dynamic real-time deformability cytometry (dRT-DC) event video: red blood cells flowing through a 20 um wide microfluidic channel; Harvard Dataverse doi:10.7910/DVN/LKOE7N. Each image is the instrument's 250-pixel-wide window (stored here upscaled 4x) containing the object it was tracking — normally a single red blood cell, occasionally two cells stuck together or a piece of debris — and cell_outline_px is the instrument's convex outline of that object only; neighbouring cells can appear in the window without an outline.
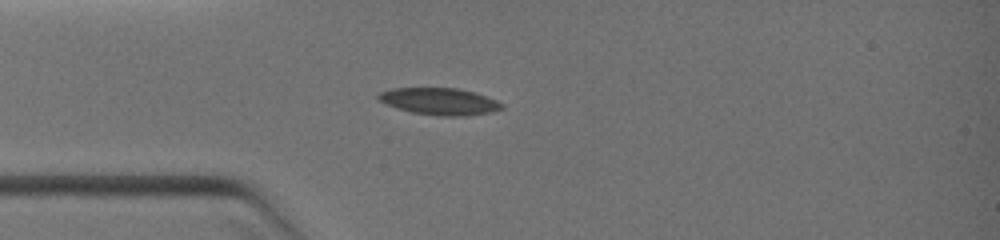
{"species": "common noctule bat (a hibernating species)", "species_latin": "Nyctalus noctula", "temperature_condition": "warm", "stored_images_in_passage": 18, "camera_frame_rate_fps": 3000, "um_per_image_px": 0.085, "animal": {"sex": "female", "body_mass_g": 19.0, "forearm_length_mm": 51.5}, "frame": {"image": 1, "passage_image": 12, "time_ms": 3.0, "image_size_px": [1000, 240], "cell_outline_px": [[504, 108], [488, 112], [468, 116], [440, 116], [412, 112], [396, 108], [376, 100], [376, 96], [380, 92], [392, 88], [456, 88], [472, 92], [496, 100], [504, 104]], "centroid_in_image_um": [37.31, 8.62], "position_along_channel_um": 47.7, "area_um2": 19.31}}
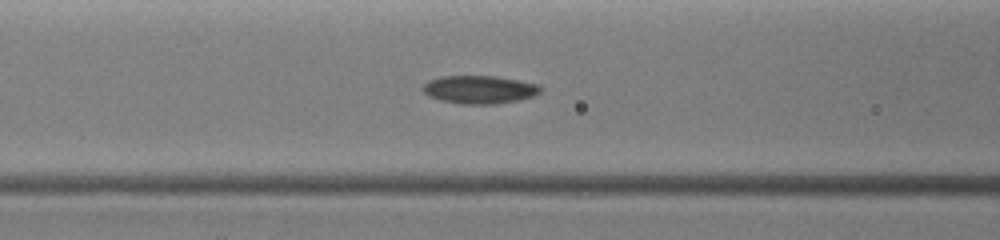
{"frame": {"image": 2, "passage_image": 16, "time_ms": 4.667, "image_size_px": [1000, 240], "cell_outline_px": [[544, 88], [540, 92], [532, 96], [516, 100], [492, 104], [460, 104], [440, 100], [428, 96], [420, 88], [428, 80], [440, 76], [496, 76], [536, 84]], "centroid_in_image_um": [40.69, 7.61], "position_along_channel_um": 125.9, "area_um2": 19.19}}
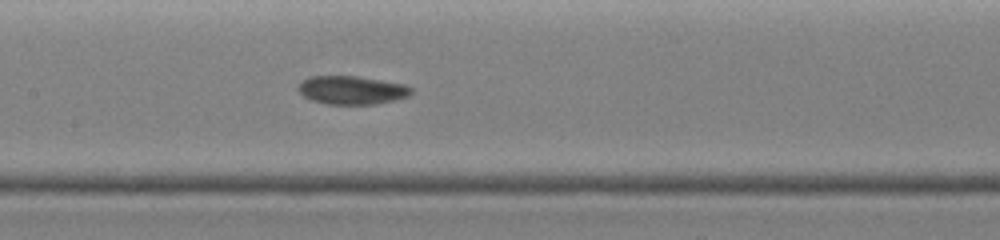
{"frame": {"image": 3, "passage_image": 18, "time_ms": 5.667, "image_size_px": [1000, 240], "cell_outline_px": [[412, 92], [408, 96], [396, 100], [376, 104], [328, 104], [312, 100], [304, 96], [296, 88], [304, 80], [312, 76], [356, 76], [404, 84], [412, 88]], "centroid_in_image_um": [29.92, 7.66], "position_along_channel_um": 177.5, "area_um2": 18.55}}